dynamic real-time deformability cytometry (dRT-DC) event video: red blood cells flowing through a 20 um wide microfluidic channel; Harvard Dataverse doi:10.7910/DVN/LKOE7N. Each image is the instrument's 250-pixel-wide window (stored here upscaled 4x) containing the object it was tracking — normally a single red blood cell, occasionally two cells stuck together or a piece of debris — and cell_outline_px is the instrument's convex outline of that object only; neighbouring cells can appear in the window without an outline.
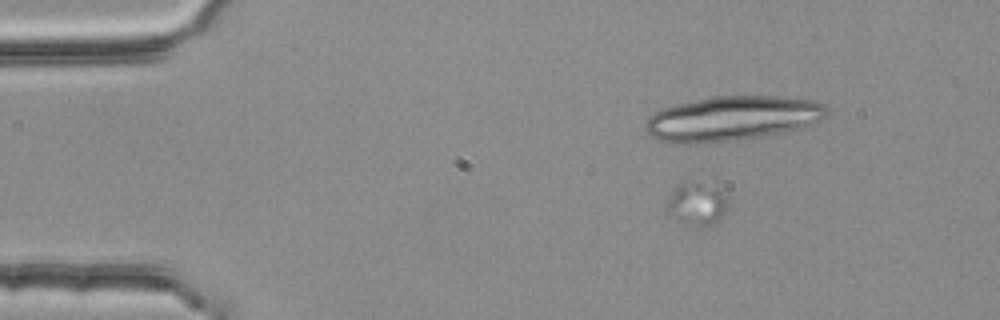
{"species": "common noctule bat (a hibernating species)", "species_latin": "Nyctalus noctula", "temperature_condition": "room temperature", "stored_images_in_passage": 8, "camera_frame_rate_fps": 3000, "um_per_image_px": 0.085, "animal": {"sex": "female", "body_mass_g": 25.1}, "frame": {"image": 1, "passage_image": 2, "time_ms": 0.333, "image_size_px": [1000, 320], "cell_outline_px": [[728, 208], [720, 220], [716, 224], [704, 228], [680, 220], [664, 212], [664, 208], [676, 184], [680, 180], [684, 180], [720, 188], [728, 196]], "centroid_in_image_um": [59.25, 17.32], "position_along_channel_um": 25.7, "area_um2": 15.78}}
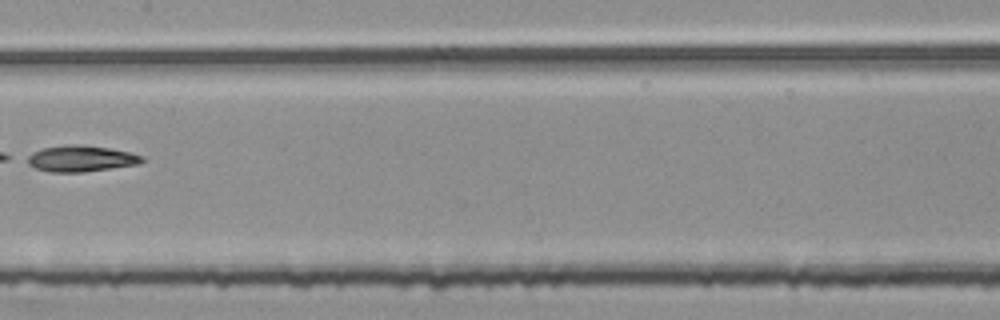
{"frame": {"image": 2, "passage_image": 7, "time_ms": 2.0, "image_size_px": [1000, 320], "cell_outline_px": [[144, 160], [136, 164], [84, 172], [52, 172], [36, 168], [20, 160], [24, 156], [40, 148], [64, 144], [76, 144], [108, 148], [128, 152], [144, 156]], "centroid_in_image_um": [6.74, 13.47], "position_along_channel_um": 200.7, "area_um2": 17.69}}
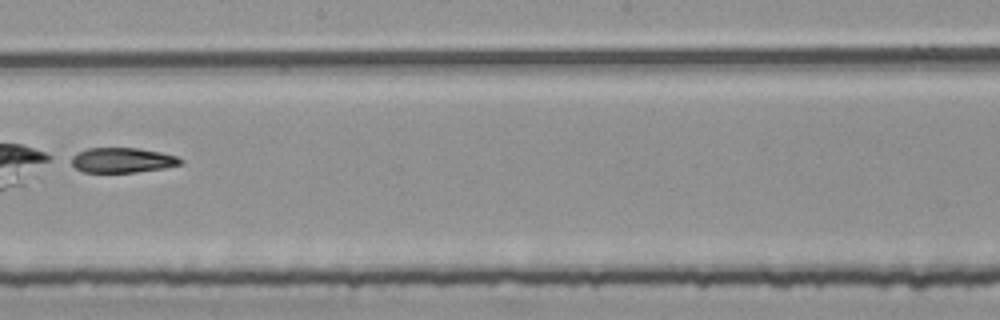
{"frame": {"image": 3, "passage_image": 8, "time_ms": 2.333, "image_size_px": [1000, 320], "cell_outline_px": [[184, 164], [164, 168], [136, 172], [84, 172], [76, 168], [64, 160], [68, 156], [76, 152], [88, 148], [140, 148], [160, 152], [176, 156], [184, 160]], "centroid_in_image_um": [10.32, 13.61], "position_along_channel_um": 237.9, "area_um2": 16.36}}